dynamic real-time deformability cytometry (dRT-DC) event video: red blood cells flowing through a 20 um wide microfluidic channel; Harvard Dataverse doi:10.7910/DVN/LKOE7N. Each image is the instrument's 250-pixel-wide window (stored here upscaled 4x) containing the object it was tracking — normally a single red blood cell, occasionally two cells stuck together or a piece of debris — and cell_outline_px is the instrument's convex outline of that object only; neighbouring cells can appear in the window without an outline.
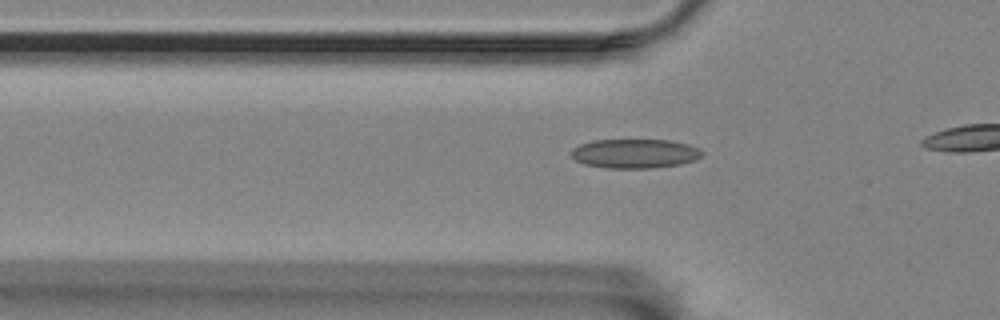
{"species": "Egyptian fruit bat (a non-hibernating species)", "species_latin": "Rousettus aegyptiacus", "temperature_condition": "room temperature", "stored_images_in_passage": 26, "camera_frame_rate_fps": 3000, "um_per_image_px": 0.085, "animal": {"sex": "female"}, "frame": {"image": 1, "passage_image": 16, "time_ms": 5.0, "image_size_px": [1000, 320], "cell_outline_px": [[704, 152], [696, 160], [680, 164], [652, 168], [608, 168], [584, 164], [576, 160], [572, 156], [572, 148], [580, 144], [592, 140], [672, 140], [688, 144], [700, 148]], "centroid_in_image_um": [53.99, 13.05], "position_along_channel_um": 71.8, "area_um2": 22.37}}
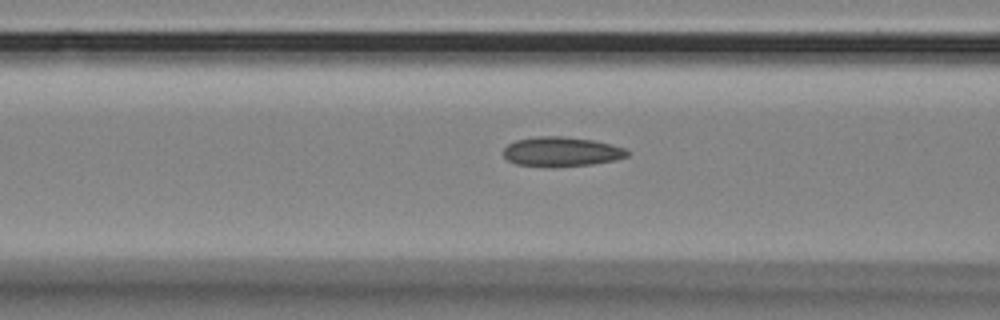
{"frame": {"image": 2, "passage_image": 20, "time_ms": 6.333, "image_size_px": [1000, 320], "cell_outline_px": [[632, 152], [628, 156], [616, 160], [592, 164], [516, 164], [508, 160], [504, 156], [504, 148], [508, 144], [516, 140], [536, 136], [564, 136], [592, 140], [624, 148]], "centroid_in_image_um": [47.76, 12.84], "position_along_channel_um": 118.8, "area_um2": 20.46}}
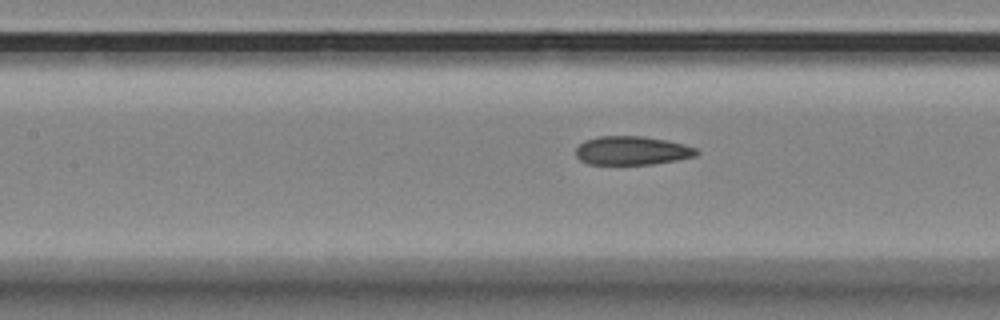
{"frame": {"image": 3, "passage_image": 23, "time_ms": 7.333, "image_size_px": [1000, 320], "cell_outline_px": [[700, 152], [696, 156], [676, 160], [652, 164], [588, 164], [580, 160], [576, 156], [576, 148], [584, 140], [596, 136], [644, 136], [684, 144], [696, 148]], "centroid_in_image_um": [53.7, 12.79], "position_along_channel_um": 153.7, "area_um2": 20.23}}